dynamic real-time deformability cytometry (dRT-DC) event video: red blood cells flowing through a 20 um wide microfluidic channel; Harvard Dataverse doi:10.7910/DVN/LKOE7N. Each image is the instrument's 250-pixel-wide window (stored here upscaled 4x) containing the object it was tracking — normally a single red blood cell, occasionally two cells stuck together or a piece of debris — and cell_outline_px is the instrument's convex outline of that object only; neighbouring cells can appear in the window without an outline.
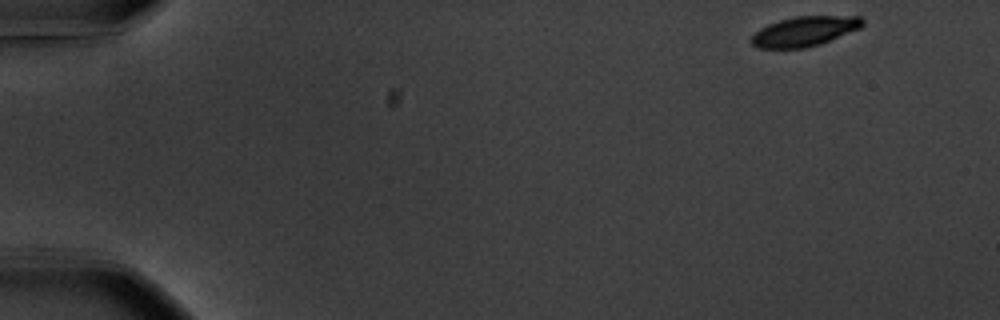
{"species": "common noctule bat (a hibernating species)", "species_latin": "Nyctalus noctula", "temperature_condition": "warm", "stored_images_in_passage": 53, "camera_frame_rate_fps": 3000, "um_per_image_px": 0.085, "animal": {"sex": "male", "body_mass_g": 20.1, "forearm_length_mm": 53.5}, "frame": {"image": 1, "passage_image": 1, "time_ms": 0.0, "image_size_px": [1000, 320], "cell_outline_px": [[864, 24], [860, 28], [820, 44], [804, 48], [756, 48], [748, 40], [760, 28], [768, 24], [780, 20], [796, 16], [860, 16], [864, 20]], "centroid_in_image_um": [68.36, 2.66], "position_along_channel_um": 16.6, "area_um2": 19.31}}
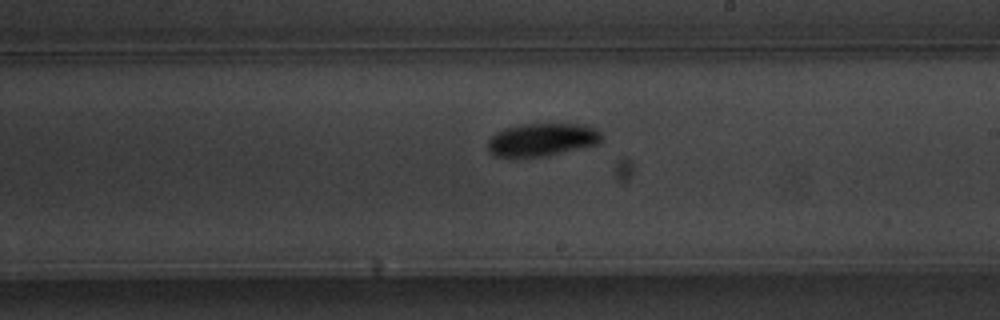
{"frame": {"image": 2, "passage_image": 30, "time_ms": 9.667, "image_size_px": [1000, 320], "cell_outline_px": [[604, 140], [600, 144], [548, 156], [496, 156], [488, 152], [488, 140], [496, 132], [504, 128], [520, 124], [584, 124], [600, 132], [604, 136]], "centroid_in_image_um": [46.12, 11.87], "position_along_channel_um": 242.9, "area_um2": 22.02}}
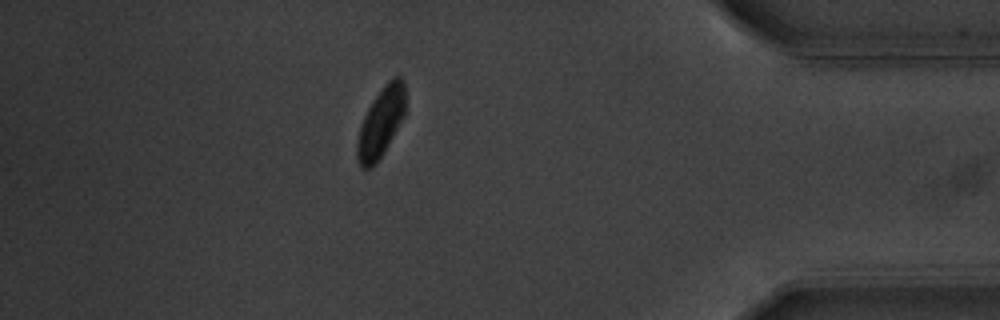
{"frame": {"image": 3, "passage_image": 46, "time_ms": 15.0, "image_size_px": [1000, 320], "cell_outline_px": [[404, 116], [388, 144], [376, 164], [372, 168], [360, 168], [356, 156], [356, 144], [360, 124], [368, 108], [376, 96], [388, 80], [392, 76], [400, 76], [404, 80]], "centroid_in_image_um": [32.34, 10.42], "position_along_channel_um": 402.9, "area_um2": 19.42}, "authors_computed_cell_mechanics": {"area_um2": 20.9236, "velocity_mm_per_s": 3.6347, "shape_relaxation_time_tau1_ms": 2.3729, "shape_relaxation_time_tau2_ms": null, "deformation_change_tau1": 0.1502, "deformation_change_tau2": null}}